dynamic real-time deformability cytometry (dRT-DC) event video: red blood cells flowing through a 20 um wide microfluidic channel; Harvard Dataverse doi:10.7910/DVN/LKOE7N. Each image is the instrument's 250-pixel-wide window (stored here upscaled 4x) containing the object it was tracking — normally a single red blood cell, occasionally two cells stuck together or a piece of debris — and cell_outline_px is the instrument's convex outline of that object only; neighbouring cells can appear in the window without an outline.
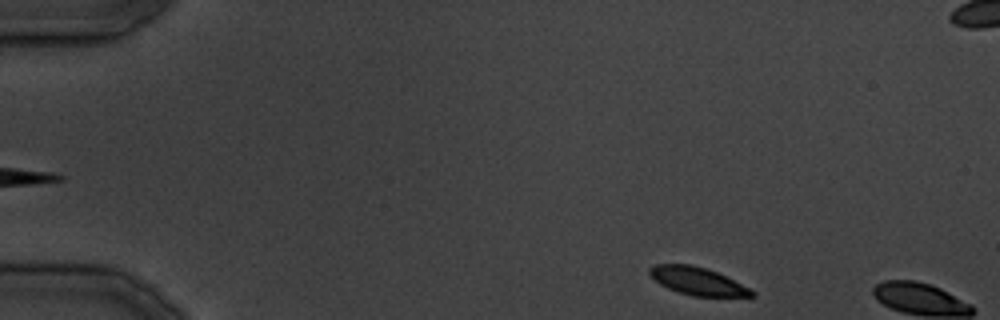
{"species": "common noctule bat (a hibernating species)", "species_latin": "Nyctalus noctula", "temperature_condition": "cold", "stored_images_in_passage": 3, "camera_frame_rate_fps": 3000, "um_per_image_px": 0.085, "animal": {"sex": "male", "body_mass_g": 19.5, "forearm_length_mm": 54.6}, "frame": {"image": 1, "passage_image": 1, "time_ms": 0.0, "image_size_px": [1000, 320], "cell_outline_px": [[756, 296], [692, 296], [676, 292], [660, 284], [648, 276], [648, 268], [652, 264], [692, 264], [708, 268], [756, 292]], "centroid_in_image_um": [59.2, 23.88], "position_along_channel_um": 25.8, "area_um2": 16.59}}